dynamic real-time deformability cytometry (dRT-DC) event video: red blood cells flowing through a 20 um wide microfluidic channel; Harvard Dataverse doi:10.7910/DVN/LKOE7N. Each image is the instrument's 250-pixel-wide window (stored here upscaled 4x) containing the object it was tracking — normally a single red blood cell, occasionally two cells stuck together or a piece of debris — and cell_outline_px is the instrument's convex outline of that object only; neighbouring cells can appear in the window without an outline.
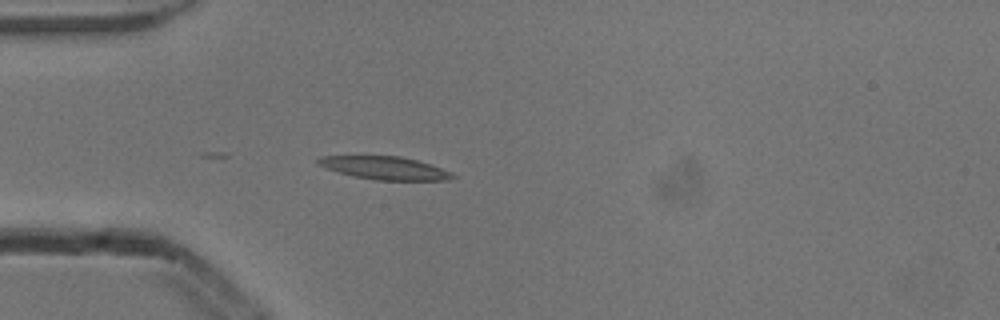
{"species": "common noctule bat (a hibernating species)", "species_latin": "Nyctalus noctula", "temperature_condition": "cold", "stored_images_in_passage": 4, "camera_frame_rate_fps": 3000, "um_per_image_px": 0.085, "animal": {"sex": "male", "body_mass_g": 13.3}, "frame": {"image": 1, "passage_image": 4, "time_ms": 1.0, "image_size_px": [1000, 320], "cell_outline_px": [[456, 176], [448, 180], [376, 180], [336, 172], [324, 168], [316, 164], [316, 160], [320, 156], [400, 156], [416, 160], [452, 172]], "centroid_in_image_um": [32.65, 14.28], "position_along_channel_um": 52.4, "area_um2": 17.92}}